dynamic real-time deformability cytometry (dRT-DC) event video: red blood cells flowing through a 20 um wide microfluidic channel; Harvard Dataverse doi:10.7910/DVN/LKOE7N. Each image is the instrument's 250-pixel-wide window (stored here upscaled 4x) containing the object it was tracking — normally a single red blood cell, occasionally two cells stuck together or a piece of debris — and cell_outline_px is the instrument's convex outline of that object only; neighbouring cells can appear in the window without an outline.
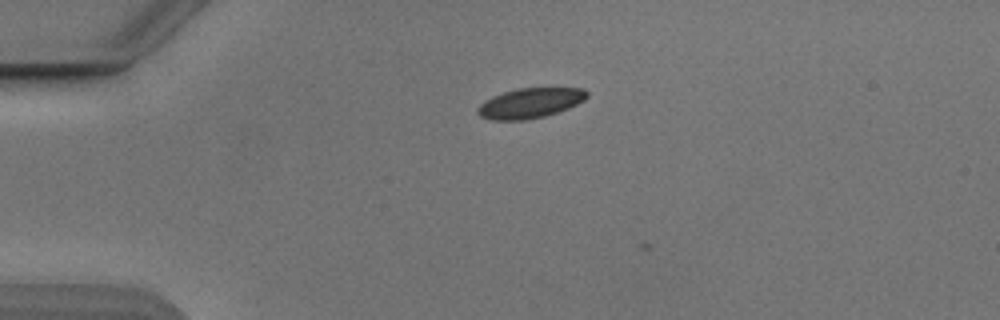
{"species": "Egyptian fruit bat (a non-hibernating species)", "species_latin": "Rousettus aegyptiacus", "temperature_condition": "cold", "stored_images_in_passage": 9, "camera_frame_rate_fps": 3000, "um_per_image_px": 0.085, "animal": {"sex": "male"}, "frame": {"image": 1, "passage_image": 8, "time_ms": 2.333, "image_size_px": [1000, 320], "cell_outline_px": [[588, 96], [584, 100], [568, 108], [544, 116], [524, 120], [492, 120], [480, 116], [476, 112], [476, 108], [484, 100], [492, 96], [516, 88], [584, 88], [588, 92]], "centroid_in_image_um": [45.03, 8.75], "position_along_channel_um": 40.0, "area_um2": 19.13}}